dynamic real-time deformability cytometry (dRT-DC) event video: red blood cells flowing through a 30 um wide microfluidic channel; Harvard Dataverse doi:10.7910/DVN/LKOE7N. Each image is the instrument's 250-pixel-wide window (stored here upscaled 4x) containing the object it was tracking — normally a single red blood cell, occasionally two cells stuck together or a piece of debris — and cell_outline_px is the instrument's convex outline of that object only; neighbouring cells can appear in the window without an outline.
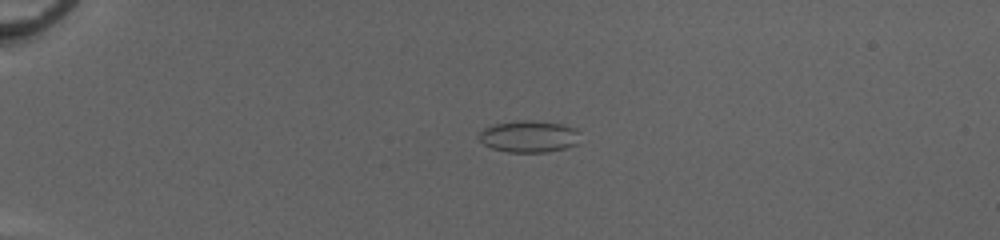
{"species": "common noctule bat (a hibernating species)", "species_latin": "Nyctalus noctula", "temperature_condition": "cold", "stored_images_in_passage": 53, "camera_frame_rate_fps": 3000, "um_per_image_px": 0.085, "animal": {"sex": "female", "body_mass_g": 20.0, "forearm_length_mm": 54.0}, "frame": {"image": 1, "passage_image": 15, "time_ms": 4.667, "image_size_px": [1000, 240], "cell_outline_px": [[580, 132], [576, 144], [564, 148], [548, 152], [508, 152], [492, 148], [484, 144], [480, 140], [480, 132], [484, 128], [492, 124], [520, 120], [528, 120], [564, 124], [576, 128]], "centroid_in_image_um": [44.97, 11.59], "position_along_channel_um": 40.0, "area_um2": 18.73}}
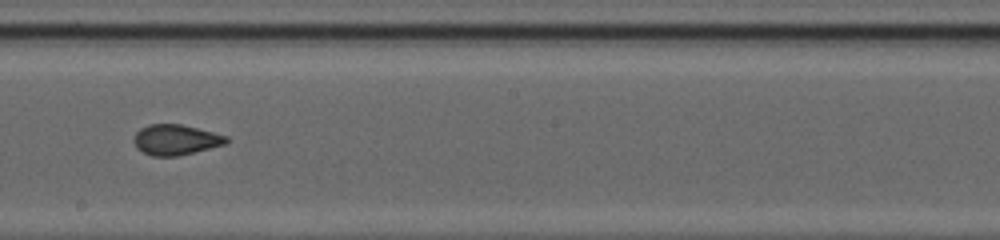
{"frame": {"image": 2, "passage_image": 33, "time_ms": 10.667, "image_size_px": [1000, 240], "cell_outline_px": [[228, 140], [224, 144], [176, 156], [152, 156], [136, 148], [132, 140], [136, 132], [140, 128], [148, 124], [180, 124], [228, 136]], "centroid_in_image_um": [14.87, 11.87], "position_along_channel_um": 233.3, "area_um2": 16.18}}
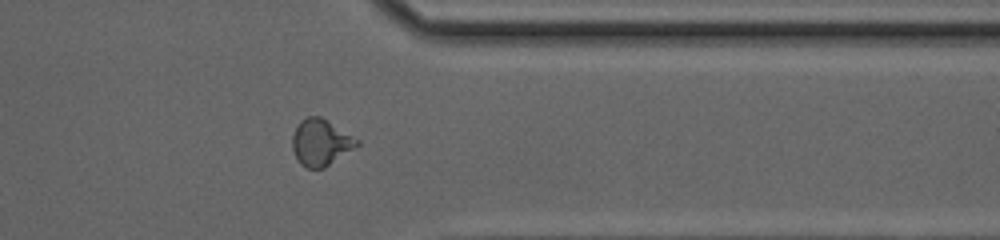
{"frame": {"image": 3, "passage_image": 44, "time_ms": 14.333, "image_size_px": [1000, 240], "cell_outline_px": [[360, 144], [324, 168], [308, 168], [300, 164], [296, 160], [292, 148], [292, 136], [300, 120], [308, 116], [320, 116], [360, 140]], "centroid_in_image_um": [27.24, 12.11], "position_along_channel_um": 384.2, "area_um2": 17.46}, "authors_computed_cell_mechanics": {"area_um2": 17.3978, "velocity_mm_per_s": 4.1906, "shape_relaxation_time_tau1_ms": null, "shape_relaxation_time_tau2_ms": 1.0522, "deformation_change_tau1": null, "deformation_change_tau2": 0.0642}}